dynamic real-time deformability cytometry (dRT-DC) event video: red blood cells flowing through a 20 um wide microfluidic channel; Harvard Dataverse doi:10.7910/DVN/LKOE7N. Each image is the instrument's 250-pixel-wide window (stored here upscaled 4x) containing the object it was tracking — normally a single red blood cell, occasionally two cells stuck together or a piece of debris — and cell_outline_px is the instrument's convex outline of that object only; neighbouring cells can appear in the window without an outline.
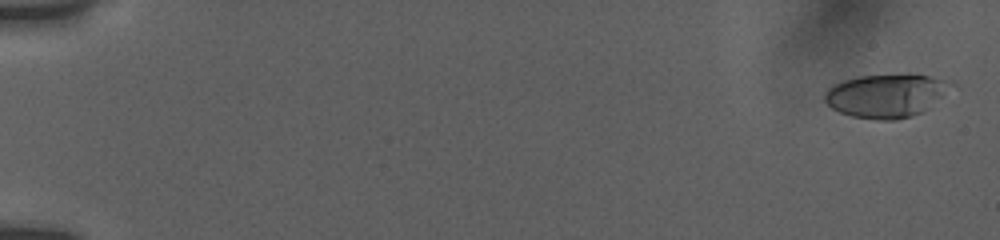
{"species": "human", "species_latin": "Homo sapiens", "temperature_condition": "room temperature", "stored_images_in_passage": 56, "camera_frame_rate_fps": 3000, "um_per_image_px": 0.085, "donor": {"sex": "female"}, "frame": {"image": 1, "passage_image": 2, "time_ms": 0.333, "image_size_px": [1000, 240], "cell_outline_px": [[948, 84], [940, 96], [924, 112], [912, 116], [896, 120], [876, 120], [852, 116], [840, 112], [832, 108], [824, 100], [824, 92], [832, 84], [844, 80], [860, 76], [908, 72], [928, 76], [940, 80]], "centroid_in_image_um": [75.2, 8.12], "position_along_channel_um": 9.8, "area_um2": 31.73}}
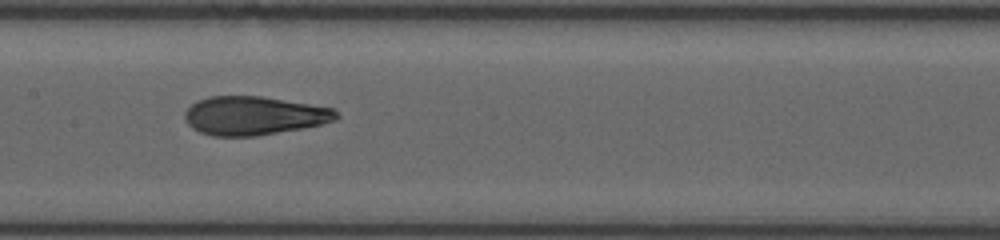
{"frame": {"image": 2, "passage_image": 30, "time_ms": 9.667, "image_size_px": [1000, 240], "cell_outline_px": [[340, 116], [336, 120], [320, 124], [300, 128], [256, 136], [212, 136], [200, 132], [192, 128], [188, 124], [184, 116], [184, 112], [196, 100], [208, 96], [260, 96], [332, 108]], "centroid_in_image_um": [21.53, 9.83], "position_along_channel_um": 185.9, "area_um2": 33.87}}
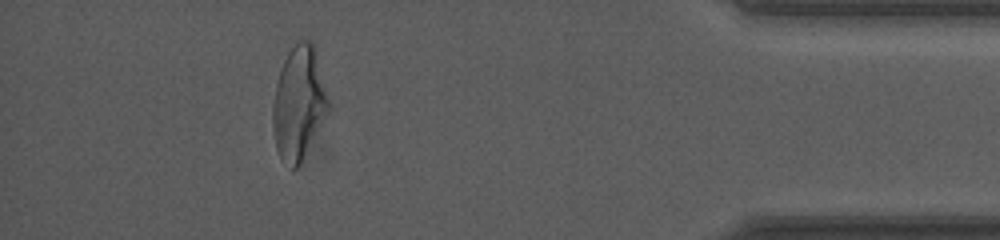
{"frame": {"image": 3, "passage_image": 51, "time_ms": 16.667, "image_size_px": [1000, 240], "cell_outline_px": [[332, 116], [300, 164], [296, 168], [292, 168], [280, 156], [276, 148], [272, 124], [272, 108], [276, 84], [280, 68], [288, 52], [300, 40], [308, 40], [316, 48], [332, 104]], "centroid_in_image_um": [25.5, 8.8], "position_along_channel_um": 409.7, "area_um2": 38.32}, "authors_computed_cell_mechanics": {"area_um2": 34.0731, "velocity_mm_per_s": 3.8268, "shape_relaxation_time_tau1_ms": 5.7429, "shape_relaxation_time_tau2_ms": 1.2054, "deformation_change_tau1": 0.1969, "deformation_change_tau2": 0.0833}}